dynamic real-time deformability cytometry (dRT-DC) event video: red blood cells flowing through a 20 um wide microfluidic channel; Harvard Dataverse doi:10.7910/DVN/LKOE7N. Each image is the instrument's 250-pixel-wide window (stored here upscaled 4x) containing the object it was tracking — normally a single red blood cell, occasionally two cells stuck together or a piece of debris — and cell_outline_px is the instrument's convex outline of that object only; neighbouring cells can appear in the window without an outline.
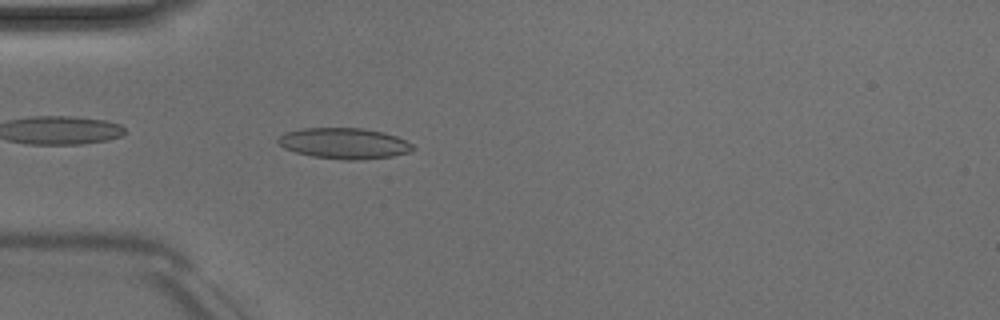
{"species": "Egyptian fruit bat (a non-hibernating species)", "species_latin": "Rousettus aegyptiacus", "temperature_condition": "room temperature", "stored_images_in_passage": 5, "camera_frame_rate_fps": 3000, "um_per_image_px": 0.085, "animal": {"sex": "male"}, "frame": {"image": 1, "passage_image": 5, "time_ms": 5.333, "image_size_px": [1000, 320], "cell_outline_px": [[416, 148], [408, 152], [392, 156], [360, 160], [344, 160], [312, 156], [296, 152], [284, 148], [276, 140], [284, 132], [300, 128], [360, 128], [384, 132], [396, 136], [412, 144]], "centroid_in_image_um": [29.24, 12.18], "position_along_channel_um": 55.8, "area_um2": 24.22}}